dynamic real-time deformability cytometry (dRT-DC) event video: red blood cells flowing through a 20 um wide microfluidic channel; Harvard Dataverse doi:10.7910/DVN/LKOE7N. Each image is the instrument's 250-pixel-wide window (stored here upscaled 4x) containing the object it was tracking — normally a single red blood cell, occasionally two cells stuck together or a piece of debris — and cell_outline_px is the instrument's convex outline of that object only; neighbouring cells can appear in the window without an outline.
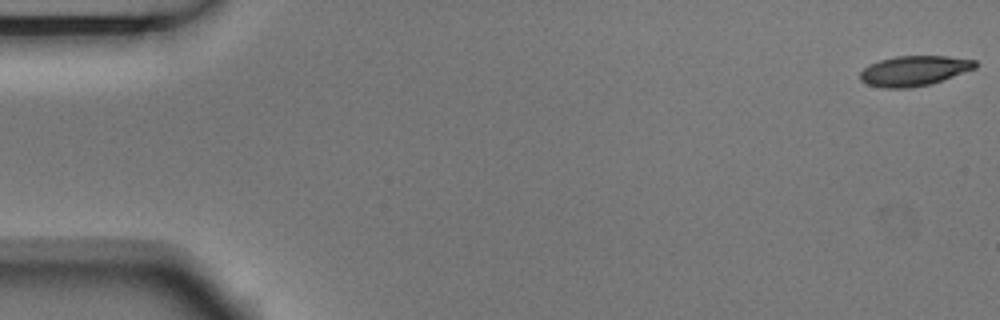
{"species": "Egyptian fruit bat (a non-hibernating species)", "species_latin": "Rousettus aegyptiacus", "temperature_condition": "room temperature", "stored_images_in_passage": 4, "camera_frame_rate_fps": 3000, "um_per_image_px": 0.085, "animal": {"sex": "male"}, "frame": {"image": 1, "passage_image": 1, "time_ms": 0.0, "image_size_px": [1000, 320], "cell_outline_px": [[976, 68], [932, 84], [912, 88], [884, 88], [868, 84], [860, 80], [860, 72], [868, 64], [880, 60], [896, 56], [948, 56], [976, 60]], "centroid_in_image_um": [77.69, 6.02], "position_along_channel_um": 7.3, "area_um2": 20.29}}